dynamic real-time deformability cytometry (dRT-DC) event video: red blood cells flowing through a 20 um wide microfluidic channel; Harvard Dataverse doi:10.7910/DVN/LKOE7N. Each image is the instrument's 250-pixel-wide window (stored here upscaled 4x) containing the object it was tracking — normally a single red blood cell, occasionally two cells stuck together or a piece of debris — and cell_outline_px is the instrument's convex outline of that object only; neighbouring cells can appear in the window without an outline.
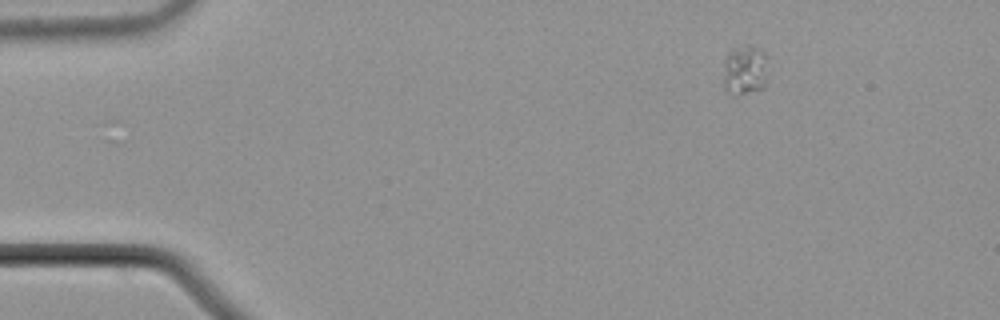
{"species": "common noctule bat (a hibernating species)", "species_latin": "Nyctalus noctula", "temperature_condition": "cold", "stored_images_in_passage": 49, "camera_frame_rate_fps": 3000, "um_per_image_px": 0.085, "animal": {"sex": "male", "body_mass_g": 21.5, "forearm_length_mm": 52.0}, "frame": {"image": 1, "passage_image": 1, "time_ms": 0.0, "image_size_px": [1000, 320], "cell_outline_px": [[768, 56], [764, 88], [736, 96], [732, 96], [724, 92], [724, 64], [728, 52], [732, 48], [748, 44], [764, 52]], "centroid_in_image_um": [63.3, 5.97], "position_along_channel_um": 21.7, "area_um2": 13.35}}
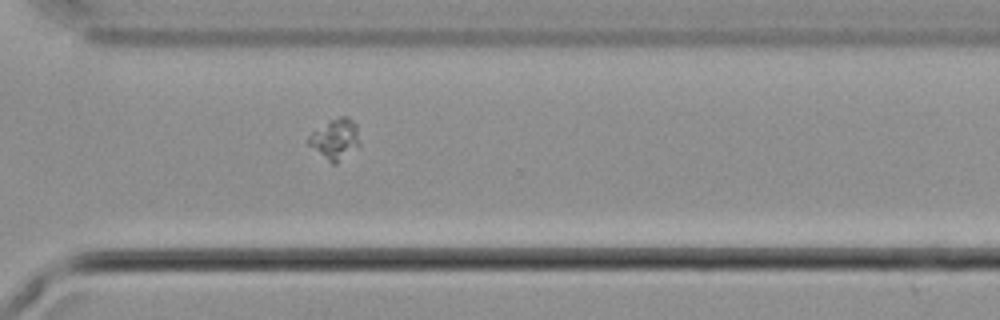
{"frame": {"image": 2, "passage_image": 34, "time_ms": 11.0, "image_size_px": [1000, 320], "cell_outline_px": [[360, 144], [336, 164], [332, 164], [308, 144], [308, 136], [312, 132], [328, 120], [340, 116], [348, 116], [356, 124], [360, 140]], "centroid_in_image_um": [28.5, 11.79], "position_along_channel_um": 342.1, "area_um2": 12.02}}
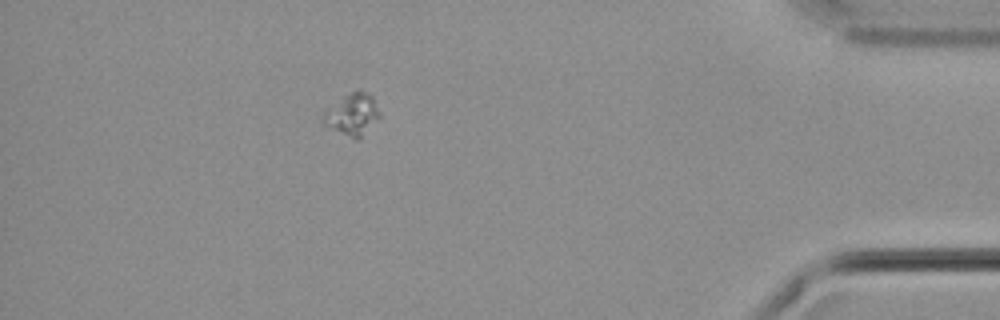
{"frame": {"image": 3, "passage_image": 43, "time_ms": 14.0, "image_size_px": [1000, 320], "cell_outline_px": [[380, 116], [356, 140], [332, 128], [324, 120], [324, 112], [344, 96], [352, 92], [364, 92], [372, 96]], "centroid_in_image_um": [29.97, 9.72], "position_along_channel_um": 405.2, "area_um2": 12.6}}